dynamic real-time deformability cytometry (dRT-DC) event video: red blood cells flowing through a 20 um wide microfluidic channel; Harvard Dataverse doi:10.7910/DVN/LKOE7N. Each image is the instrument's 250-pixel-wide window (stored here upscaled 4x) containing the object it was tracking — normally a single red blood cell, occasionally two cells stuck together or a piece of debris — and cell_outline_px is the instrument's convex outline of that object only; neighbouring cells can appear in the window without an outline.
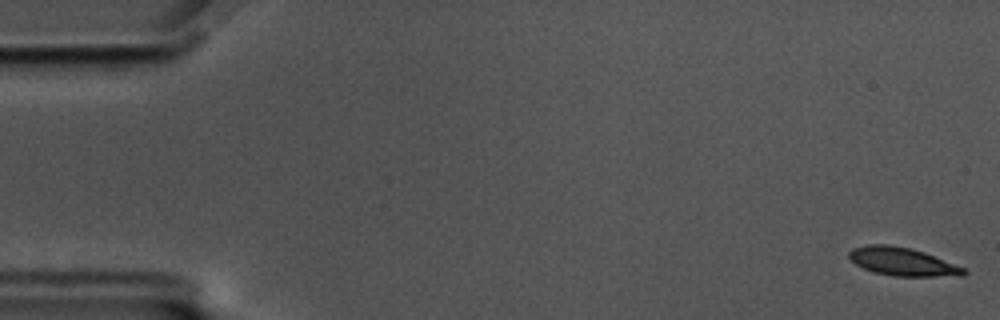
{"species": "common noctule bat (a hibernating species)", "species_latin": "Nyctalus noctula", "temperature_condition": "cold", "stored_images_in_passage": 57, "camera_frame_rate_fps": 3000, "um_per_image_px": 0.085, "animal": {"sex": "male", "body_mass_g": 17.5, "forearm_length_mm": 52.3}, "frame": {"image": 1, "passage_image": 1, "time_ms": 0.0, "image_size_px": [1000, 320], "cell_outline_px": [[968, 272], [964, 276], [892, 276], [876, 272], [864, 268], [856, 264], [848, 256], [848, 252], [852, 248], [868, 244], [888, 244], [912, 248], [924, 252], [964, 268]], "centroid_in_image_um": [76.71, 22.23], "position_along_channel_um": 8.3, "area_um2": 18.79}}
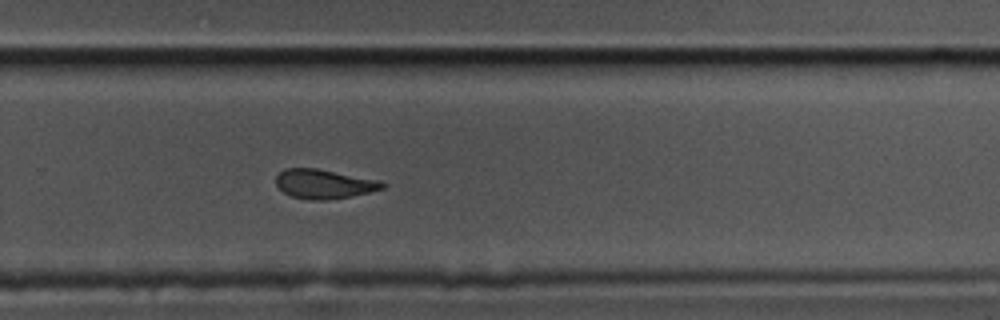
{"frame": {"image": 2, "passage_image": 38, "time_ms": 12.333, "image_size_px": [1000, 320], "cell_outline_px": [[388, 184], [384, 188], [352, 196], [328, 200], [312, 200], [292, 196], [284, 192], [276, 184], [276, 176], [284, 168], [316, 168], [380, 180]], "centroid_in_image_um": [27.56, 15.63], "position_along_channel_um": 302.2, "area_um2": 18.15}}
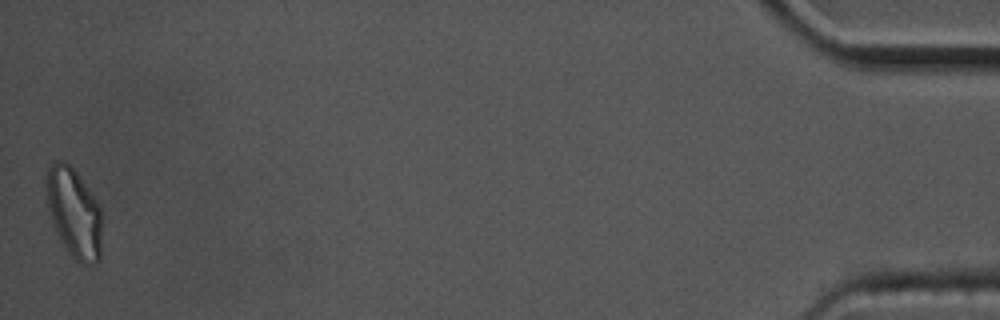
{"frame": {"image": 3, "passage_image": 57, "time_ms": 18.667, "image_size_px": [1000, 320], "cell_outline_px": [[100, 260], [96, 264], [80, 264], [72, 256], [56, 232], [44, 200], [44, 188], [48, 164], [56, 160], [64, 160], [76, 172], [88, 188], [96, 200], [100, 208]], "centroid_in_image_um": [6.23, 18.04], "position_along_channel_um": 429.0, "area_um2": 29.25}, "authors_computed_cell_mechanics": {"area_um2": 19.2474, "velocity_mm_per_s": 3.4946, "shape_relaxation_time_tau1_ms": 4.7686, "shape_relaxation_time_tau2_ms": 2.705, "deformation_change_tau1": 0.1388, "deformation_change_tau2": 0.0897}}